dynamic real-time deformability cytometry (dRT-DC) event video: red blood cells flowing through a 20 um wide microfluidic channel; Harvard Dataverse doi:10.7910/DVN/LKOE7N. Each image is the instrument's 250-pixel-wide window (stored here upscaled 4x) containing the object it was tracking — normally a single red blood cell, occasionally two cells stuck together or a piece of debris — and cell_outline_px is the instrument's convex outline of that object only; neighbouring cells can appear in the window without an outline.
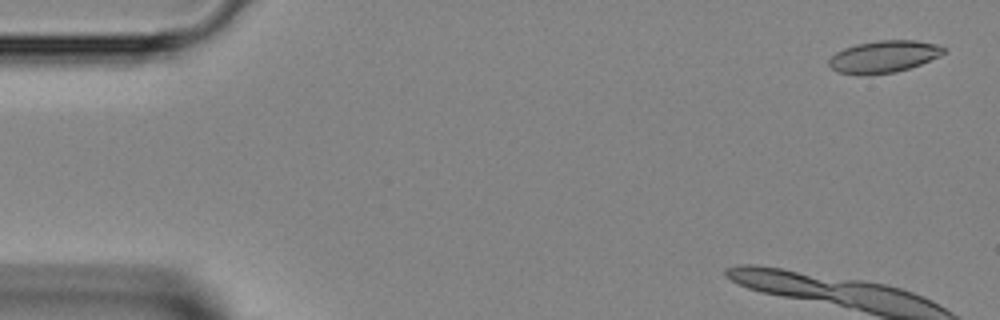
{"species": "Egyptian fruit bat (a non-hibernating species)", "species_latin": "Rousettus aegyptiacus", "temperature_condition": "room temperature", "stored_images_in_passage": 9, "camera_frame_rate_fps": 3000, "um_per_image_px": 0.085, "animal": {"sex": "female"}, "frame": {"image": 1, "passage_image": 2, "time_ms": 0.333, "image_size_px": [1000, 320], "cell_outline_px": [[948, 48], [940, 56], [920, 64], [896, 72], [868, 76], [856, 76], [840, 72], [832, 68], [828, 64], [828, 60], [836, 52], [844, 48], [856, 44], [880, 40], [916, 40], [936, 44]], "centroid_in_image_um": [75.11, 4.83], "position_along_channel_um": 9.9, "area_um2": 21.68}}